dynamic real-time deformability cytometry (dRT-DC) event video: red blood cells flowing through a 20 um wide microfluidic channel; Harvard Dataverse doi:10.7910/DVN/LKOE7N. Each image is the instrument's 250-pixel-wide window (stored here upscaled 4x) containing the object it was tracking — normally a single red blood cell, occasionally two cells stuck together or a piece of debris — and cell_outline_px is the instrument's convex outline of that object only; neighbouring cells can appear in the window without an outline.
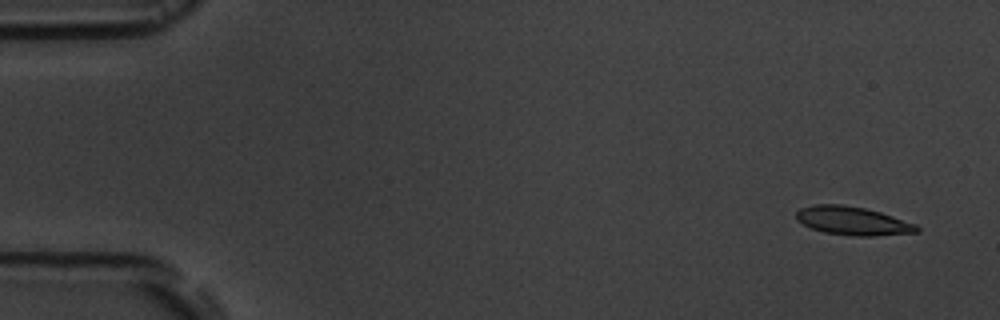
{"species": "common noctule bat (a hibernating species)", "species_latin": "Nyctalus noctula", "temperature_condition": "room temperature", "stored_images_in_passage": 6, "camera_frame_rate_fps": 3000, "um_per_image_px": 0.085, "animal": {"sex": "male", "body_mass_g": 19.5, "forearm_length_mm": 54.6}, "frame": {"image": 1, "passage_image": 1, "time_ms": 0.0, "image_size_px": [1000, 320], "cell_outline_px": [[920, 232], [872, 236], [852, 236], [824, 232], [812, 228], [796, 220], [796, 212], [800, 208], [812, 204], [840, 204], [864, 208], [880, 212], [916, 224], [920, 228]], "centroid_in_image_um": [72.47, 18.77], "position_along_channel_um": 12.5, "area_um2": 20.0}}
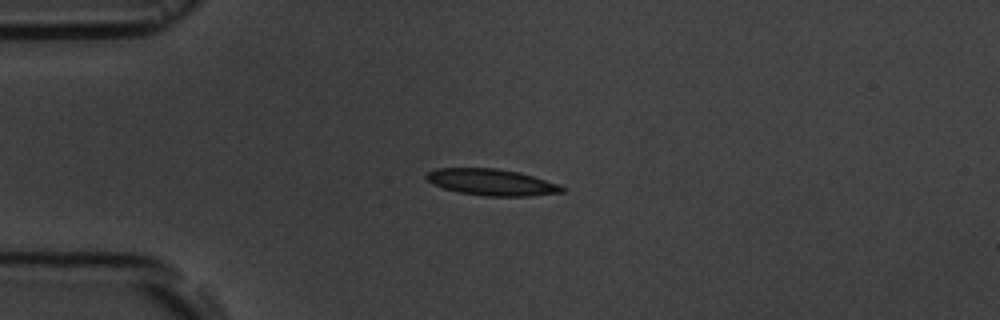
{"frame": {"image": 2, "passage_image": 4, "time_ms": 3.667, "image_size_px": [1000, 320], "cell_outline_px": [[568, 188], [564, 192], [532, 196], [484, 196], [460, 192], [444, 188], [432, 184], [424, 176], [428, 172], [436, 168], [496, 168], [516, 172], [532, 176]], "centroid_in_image_um": [41.77, 15.49], "position_along_channel_um": 43.2, "area_um2": 20.75}}
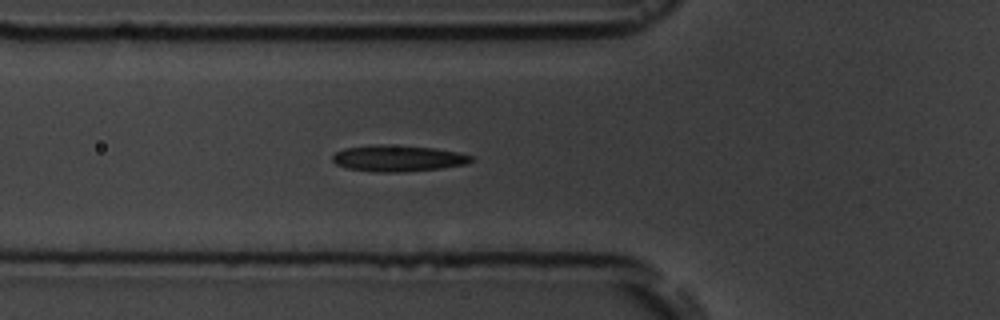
{"frame": {"image": 3, "passage_image": 6, "time_ms": 5.667, "image_size_px": [1000, 320], "cell_outline_px": [[472, 160], [464, 164], [444, 168], [400, 172], [376, 172], [344, 168], [336, 164], [332, 160], [332, 156], [336, 152], [344, 148], [376, 144], [388, 144], [436, 148], [456, 152], [472, 156]], "centroid_in_image_um": [33.77, 13.45], "position_along_channel_um": 92.0, "area_um2": 21.33}}